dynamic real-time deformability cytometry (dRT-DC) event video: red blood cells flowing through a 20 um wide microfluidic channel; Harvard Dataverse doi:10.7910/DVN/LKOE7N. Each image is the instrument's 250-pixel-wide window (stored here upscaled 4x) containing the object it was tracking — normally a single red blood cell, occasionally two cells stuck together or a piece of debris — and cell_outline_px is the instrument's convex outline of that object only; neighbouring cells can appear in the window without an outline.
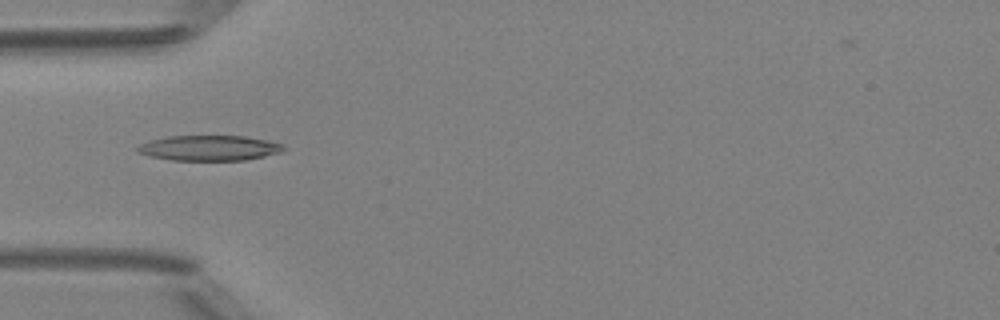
{"species": "Egyptian fruit bat (a non-hibernating species)", "species_latin": "Rousettus aegyptiacus", "temperature_condition": "room temperature", "stored_images_in_passage": 4, "camera_frame_rate_fps": 3000, "um_per_image_px": 0.085, "animal": {"sex": "female"}, "frame": {"image": 1, "passage_image": 4, "time_ms": 3.333, "image_size_px": [1000, 320], "cell_outline_px": [[284, 152], [244, 160], [172, 160], [148, 156], [136, 152], [136, 148], [140, 144], [152, 140], [168, 136], [244, 136], [264, 140], [280, 144], [284, 148]], "centroid_in_image_um": [17.74, 12.58], "position_along_channel_um": 67.3, "area_um2": 21.33}}